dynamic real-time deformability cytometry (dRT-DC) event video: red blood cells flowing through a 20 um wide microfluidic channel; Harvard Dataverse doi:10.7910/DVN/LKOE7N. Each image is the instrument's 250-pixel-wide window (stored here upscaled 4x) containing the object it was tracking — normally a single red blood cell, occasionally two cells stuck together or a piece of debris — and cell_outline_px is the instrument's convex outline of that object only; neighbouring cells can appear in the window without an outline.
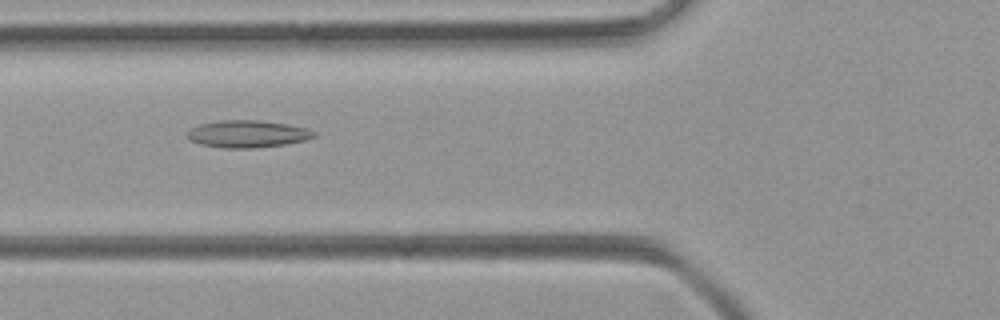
{"species": "common noctule bat (a hibernating species)", "species_latin": "Nyctalus noctula", "temperature_condition": "room temperature", "stored_images_in_passage": 8, "camera_frame_rate_fps": 3000, "um_per_image_px": 0.085, "animal": {"sex": "female", "body_mass_g": 21.9}, "frame": {"image": 1, "passage_image": 5, "time_ms": 1.333, "image_size_px": [1000, 320], "cell_outline_px": [[316, 136], [308, 140], [284, 144], [252, 148], [224, 148], [200, 144], [188, 140], [188, 132], [192, 128], [200, 124], [220, 120], [260, 120], [288, 124], [308, 128], [316, 132]], "centroid_in_image_um": [21.07, 11.38], "position_along_channel_um": 104.7, "area_um2": 20.17}}